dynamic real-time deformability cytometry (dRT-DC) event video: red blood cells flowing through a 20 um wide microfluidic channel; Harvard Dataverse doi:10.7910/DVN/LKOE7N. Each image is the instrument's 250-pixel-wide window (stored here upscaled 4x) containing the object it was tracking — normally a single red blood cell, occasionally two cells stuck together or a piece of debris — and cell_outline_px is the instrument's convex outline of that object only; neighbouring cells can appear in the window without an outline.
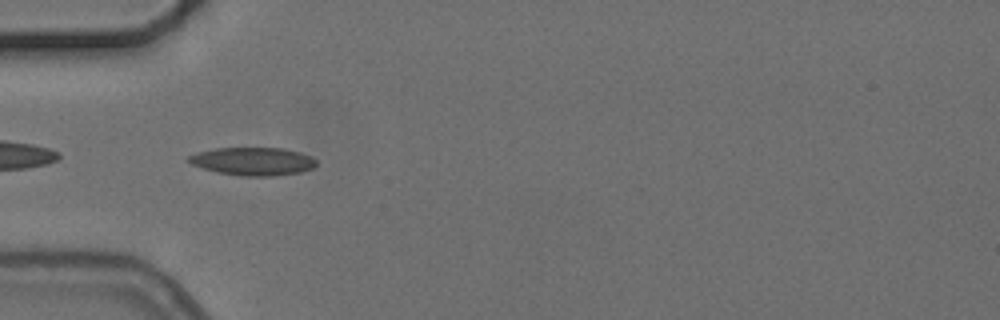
{"species": "common noctule bat (a hibernating species)", "species_latin": "Nyctalus noctula", "temperature_condition": "cold", "stored_images_in_passage": 5, "camera_frame_rate_fps": 3000, "um_per_image_px": 0.085, "animal": {"sex": "female", "body_mass_g": 24.6, "forearm_length_mm": 56.2}, "frame": {"image": 1, "passage_image": 5, "time_ms": 4.667, "image_size_px": [1000, 320], "cell_outline_px": [[316, 164], [312, 168], [300, 172], [272, 176], [240, 176], [216, 172], [192, 164], [184, 160], [188, 156], [196, 152], [216, 148], [284, 148], [300, 152], [312, 156], [316, 160]], "centroid_in_image_um": [21.48, 13.71], "position_along_channel_um": 63.5, "area_um2": 20.98}}